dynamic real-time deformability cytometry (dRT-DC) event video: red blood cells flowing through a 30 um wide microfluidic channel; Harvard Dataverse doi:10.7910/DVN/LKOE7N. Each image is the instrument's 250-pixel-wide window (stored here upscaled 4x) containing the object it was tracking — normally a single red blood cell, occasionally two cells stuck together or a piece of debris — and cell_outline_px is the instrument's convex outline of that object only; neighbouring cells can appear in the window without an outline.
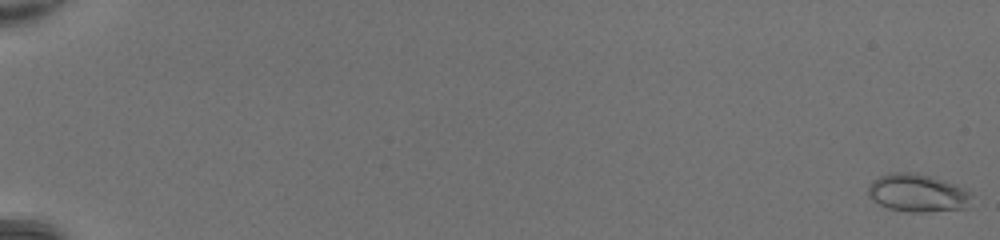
{"species": "common noctule bat (a hibernating species)", "species_latin": "Nyctalus noctula", "temperature_condition": "room temperature", "stored_images_in_passage": 50, "camera_frame_rate_fps": 3000, "um_per_image_px": 0.085, "animal": {"sex": "female", "body_mass_g": 20.0, "forearm_length_mm": 54.0}, "frame": {"image": 1, "passage_image": 1, "time_ms": 0.0, "image_size_px": [1000, 240], "cell_outline_px": [[972, 196], [964, 208], [924, 212], [908, 212], [888, 208], [872, 200], [868, 196], [868, 184], [872, 180], [880, 176], [892, 172], [916, 172], [932, 176], [944, 180], [968, 192]], "centroid_in_image_um": [77.91, 16.39], "position_along_channel_um": 7.1, "area_um2": 22.66}}
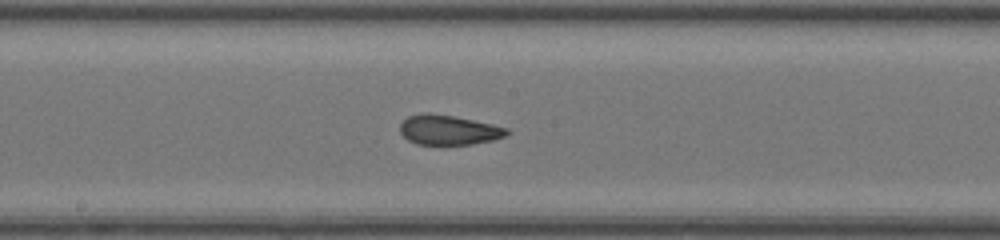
{"frame": {"image": 2, "passage_image": 30, "time_ms": 9.667, "image_size_px": [1000, 240], "cell_outline_px": [[512, 132], [504, 136], [492, 140], [472, 144], [416, 144], [408, 140], [400, 132], [400, 124], [408, 116], [424, 112], [428, 112], [452, 116], [492, 124], [508, 128]], "centroid_in_image_um": [38.13, 11.04], "position_along_channel_um": 210.1, "area_um2": 18.44}}
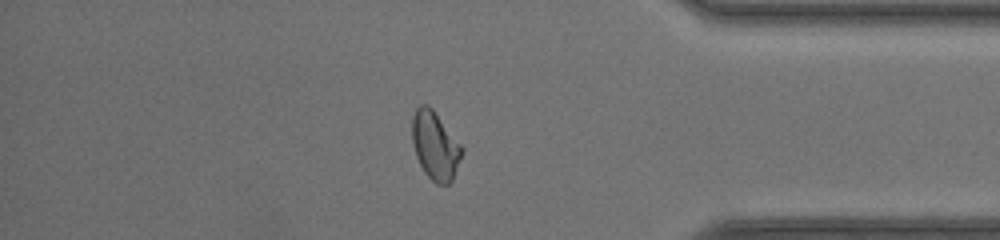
{"frame": {"image": 3, "passage_image": 44, "time_ms": 14.333, "image_size_px": [1000, 240], "cell_outline_px": [[464, 152], [452, 180], [448, 184], [436, 184], [424, 172], [416, 156], [412, 140], [412, 116], [416, 108], [420, 104], [428, 104], [432, 108], [464, 148]], "centroid_in_image_um": [36.99, 12.37], "position_along_channel_um": 398.2, "area_um2": 19.83}, "authors_computed_cell_mechanics": {"area_um2": 19.8254, "velocity_mm_per_s": 4.4, "shape_relaxation_time_tau1_ms": null, "shape_relaxation_time_tau2_ms": 0.9185, "deformation_change_tau1": null, "deformation_change_tau2": 0.0592}}